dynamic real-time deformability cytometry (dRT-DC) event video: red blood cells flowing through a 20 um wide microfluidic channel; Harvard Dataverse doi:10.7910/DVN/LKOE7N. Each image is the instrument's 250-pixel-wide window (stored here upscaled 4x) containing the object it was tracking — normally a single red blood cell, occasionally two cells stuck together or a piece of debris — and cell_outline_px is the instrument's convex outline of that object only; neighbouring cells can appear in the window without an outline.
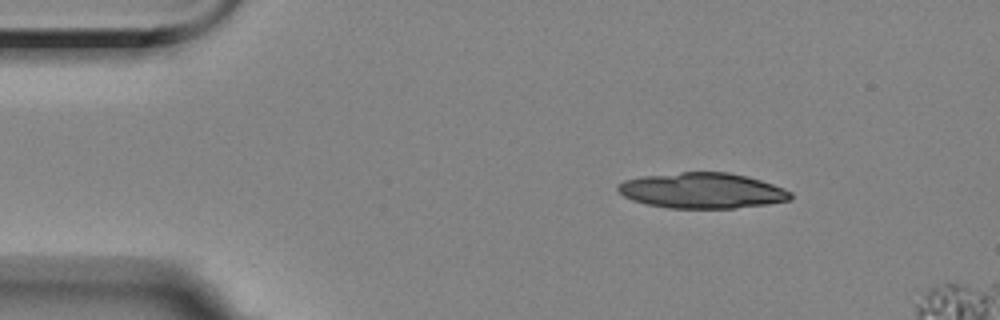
{"species": "Egyptian fruit bat (a non-hibernating species)", "species_latin": "Rousettus aegyptiacus", "temperature_condition": "room temperature", "stored_images_in_passage": 4, "segment_of_instrument_passage": [1, 2], "camera_frame_rate_fps": 3000, "um_per_image_px": 0.085, "animal": {"sex": "female"}, "frame": {"image": 1, "passage_image": 2, "time_ms": 1.333, "image_size_px": [1000, 320], "cell_outline_px": [[792, 200], [768, 204], [736, 208], [668, 208], [648, 204], [632, 200], [624, 196], [616, 188], [616, 184], [624, 180], [640, 176], [680, 172], [728, 172], [748, 176], [784, 188], [792, 192]], "centroid_in_image_um": [59.69, 16.19], "position_along_channel_um": 25.3, "area_um2": 36.01}}